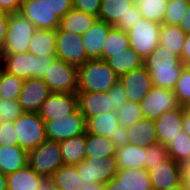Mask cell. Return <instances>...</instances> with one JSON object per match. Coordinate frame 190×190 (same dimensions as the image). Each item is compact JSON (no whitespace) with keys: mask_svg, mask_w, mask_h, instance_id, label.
<instances>
[{"mask_svg":"<svg viewBox=\"0 0 190 190\" xmlns=\"http://www.w3.org/2000/svg\"><path fill=\"white\" fill-rule=\"evenodd\" d=\"M56 56L38 57L32 53L23 52L12 55H0V66L7 72L23 78H41Z\"/></svg>","mask_w":190,"mask_h":190,"instance_id":"cell-3","label":"cell"},{"mask_svg":"<svg viewBox=\"0 0 190 190\" xmlns=\"http://www.w3.org/2000/svg\"><path fill=\"white\" fill-rule=\"evenodd\" d=\"M24 79L17 77L0 66V96L5 100H18L22 90Z\"/></svg>","mask_w":190,"mask_h":190,"instance_id":"cell-36","label":"cell"},{"mask_svg":"<svg viewBox=\"0 0 190 190\" xmlns=\"http://www.w3.org/2000/svg\"><path fill=\"white\" fill-rule=\"evenodd\" d=\"M106 62L118 77L144 66V59L131 47L124 53L112 54Z\"/></svg>","mask_w":190,"mask_h":190,"instance_id":"cell-25","label":"cell"},{"mask_svg":"<svg viewBox=\"0 0 190 190\" xmlns=\"http://www.w3.org/2000/svg\"><path fill=\"white\" fill-rule=\"evenodd\" d=\"M58 190H79L84 182L76 165L64 164L51 177Z\"/></svg>","mask_w":190,"mask_h":190,"instance_id":"cell-33","label":"cell"},{"mask_svg":"<svg viewBox=\"0 0 190 190\" xmlns=\"http://www.w3.org/2000/svg\"><path fill=\"white\" fill-rule=\"evenodd\" d=\"M168 150V157L180 163L190 156V136L181 130L178 135L170 139L165 145Z\"/></svg>","mask_w":190,"mask_h":190,"instance_id":"cell-38","label":"cell"},{"mask_svg":"<svg viewBox=\"0 0 190 190\" xmlns=\"http://www.w3.org/2000/svg\"><path fill=\"white\" fill-rule=\"evenodd\" d=\"M37 28L20 13L9 14L6 39L0 55L27 52L29 42Z\"/></svg>","mask_w":190,"mask_h":190,"instance_id":"cell-4","label":"cell"},{"mask_svg":"<svg viewBox=\"0 0 190 190\" xmlns=\"http://www.w3.org/2000/svg\"><path fill=\"white\" fill-rule=\"evenodd\" d=\"M28 165L42 177L51 178L64 165L59 142L45 140L29 151Z\"/></svg>","mask_w":190,"mask_h":190,"instance_id":"cell-5","label":"cell"},{"mask_svg":"<svg viewBox=\"0 0 190 190\" xmlns=\"http://www.w3.org/2000/svg\"><path fill=\"white\" fill-rule=\"evenodd\" d=\"M77 92H108L119 77L106 61L89 59L78 67Z\"/></svg>","mask_w":190,"mask_h":190,"instance_id":"cell-2","label":"cell"},{"mask_svg":"<svg viewBox=\"0 0 190 190\" xmlns=\"http://www.w3.org/2000/svg\"><path fill=\"white\" fill-rule=\"evenodd\" d=\"M128 143L148 147L158 143L154 120L141 119L127 128Z\"/></svg>","mask_w":190,"mask_h":190,"instance_id":"cell-23","label":"cell"},{"mask_svg":"<svg viewBox=\"0 0 190 190\" xmlns=\"http://www.w3.org/2000/svg\"><path fill=\"white\" fill-rule=\"evenodd\" d=\"M15 133L19 146L27 152L47 140L45 122L35 112H23L14 121Z\"/></svg>","mask_w":190,"mask_h":190,"instance_id":"cell-6","label":"cell"},{"mask_svg":"<svg viewBox=\"0 0 190 190\" xmlns=\"http://www.w3.org/2000/svg\"><path fill=\"white\" fill-rule=\"evenodd\" d=\"M78 108L86 120L99 114L117 111L114 108L112 92H77Z\"/></svg>","mask_w":190,"mask_h":190,"instance_id":"cell-17","label":"cell"},{"mask_svg":"<svg viewBox=\"0 0 190 190\" xmlns=\"http://www.w3.org/2000/svg\"><path fill=\"white\" fill-rule=\"evenodd\" d=\"M108 92H112L113 105L116 110L127 102L126 92L120 80H117Z\"/></svg>","mask_w":190,"mask_h":190,"instance_id":"cell-48","label":"cell"},{"mask_svg":"<svg viewBox=\"0 0 190 190\" xmlns=\"http://www.w3.org/2000/svg\"><path fill=\"white\" fill-rule=\"evenodd\" d=\"M113 27L111 24L97 19L82 35L84 48L90 59H101L104 41Z\"/></svg>","mask_w":190,"mask_h":190,"instance_id":"cell-20","label":"cell"},{"mask_svg":"<svg viewBox=\"0 0 190 190\" xmlns=\"http://www.w3.org/2000/svg\"><path fill=\"white\" fill-rule=\"evenodd\" d=\"M0 190H7V178L6 175L0 172Z\"/></svg>","mask_w":190,"mask_h":190,"instance_id":"cell-59","label":"cell"},{"mask_svg":"<svg viewBox=\"0 0 190 190\" xmlns=\"http://www.w3.org/2000/svg\"><path fill=\"white\" fill-rule=\"evenodd\" d=\"M147 147L127 144L116 148L115 158L119 169H142L145 168Z\"/></svg>","mask_w":190,"mask_h":190,"instance_id":"cell-22","label":"cell"},{"mask_svg":"<svg viewBox=\"0 0 190 190\" xmlns=\"http://www.w3.org/2000/svg\"><path fill=\"white\" fill-rule=\"evenodd\" d=\"M22 0H0V10L8 13H19Z\"/></svg>","mask_w":190,"mask_h":190,"instance_id":"cell-50","label":"cell"},{"mask_svg":"<svg viewBox=\"0 0 190 190\" xmlns=\"http://www.w3.org/2000/svg\"><path fill=\"white\" fill-rule=\"evenodd\" d=\"M126 92L127 101L139 103L153 87L151 75L145 66L119 77Z\"/></svg>","mask_w":190,"mask_h":190,"instance_id":"cell-16","label":"cell"},{"mask_svg":"<svg viewBox=\"0 0 190 190\" xmlns=\"http://www.w3.org/2000/svg\"><path fill=\"white\" fill-rule=\"evenodd\" d=\"M179 165V170L181 173V178L183 176H188L190 175V156L187 157L184 161H181L178 163Z\"/></svg>","mask_w":190,"mask_h":190,"instance_id":"cell-56","label":"cell"},{"mask_svg":"<svg viewBox=\"0 0 190 190\" xmlns=\"http://www.w3.org/2000/svg\"><path fill=\"white\" fill-rule=\"evenodd\" d=\"M86 132V118L79 108L64 117L45 121L47 140L60 142L73 136L85 134Z\"/></svg>","mask_w":190,"mask_h":190,"instance_id":"cell-9","label":"cell"},{"mask_svg":"<svg viewBox=\"0 0 190 190\" xmlns=\"http://www.w3.org/2000/svg\"><path fill=\"white\" fill-rule=\"evenodd\" d=\"M45 6L61 19L69 10L73 9V0H42Z\"/></svg>","mask_w":190,"mask_h":190,"instance_id":"cell-45","label":"cell"},{"mask_svg":"<svg viewBox=\"0 0 190 190\" xmlns=\"http://www.w3.org/2000/svg\"><path fill=\"white\" fill-rule=\"evenodd\" d=\"M127 190H153L147 169H119L115 175Z\"/></svg>","mask_w":190,"mask_h":190,"instance_id":"cell-31","label":"cell"},{"mask_svg":"<svg viewBox=\"0 0 190 190\" xmlns=\"http://www.w3.org/2000/svg\"><path fill=\"white\" fill-rule=\"evenodd\" d=\"M19 13L37 29L59 28L60 19L45 6L42 0H22Z\"/></svg>","mask_w":190,"mask_h":190,"instance_id":"cell-15","label":"cell"},{"mask_svg":"<svg viewBox=\"0 0 190 190\" xmlns=\"http://www.w3.org/2000/svg\"><path fill=\"white\" fill-rule=\"evenodd\" d=\"M8 17H9L8 13L0 10V49L3 47L6 39Z\"/></svg>","mask_w":190,"mask_h":190,"instance_id":"cell-51","label":"cell"},{"mask_svg":"<svg viewBox=\"0 0 190 190\" xmlns=\"http://www.w3.org/2000/svg\"><path fill=\"white\" fill-rule=\"evenodd\" d=\"M184 108H185L186 113L190 115V104L185 106Z\"/></svg>","mask_w":190,"mask_h":190,"instance_id":"cell-62","label":"cell"},{"mask_svg":"<svg viewBox=\"0 0 190 190\" xmlns=\"http://www.w3.org/2000/svg\"><path fill=\"white\" fill-rule=\"evenodd\" d=\"M63 163L78 165L85 159L86 133L59 142Z\"/></svg>","mask_w":190,"mask_h":190,"instance_id":"cell-26","label":"cell"},{"mask_svg":"<svg viewBox=\"0 0 190 190\" xmlns=\"http://www.w3.org/2000/svg\"><path fill=\"white\" fill-rule=\"evenodd\" d=\"M78 108L77 93H51L42 103L39 116L45 121L64 117Z\"/></svg>","mask_w":190,"mask_h":190,"instance_id":"cell-13","label":"cell"},{"mask_svg":"<svg viewBox=\"0 0 190 190\" xmlns=\"http://www.w3.org/2000/svg\"><path fill=\"white\" fill-rule=\"evenodd\" d=\"M7 190H36L44 178L37 174L29 165L6 175Z\"/></svg>","mask_w":190,"mask_h":190,"instance_id":"cell-30","label":"cell"},{"mask_svg":"<svg viewBox=\"0 0 190 190\" xmlns=\"http://www.w3.org/2000/svg\"><path fill=\"white\" fill-rule=\"evenodd\" d=\"M100 0H73V9L84 12L98 18L100 11Z\"/></svg>","mask_w":190,"mask_h":190,"instance_id":"cell-46","label":"cell"},{"mask_svg":"<svg viewBox=\"0 0 190 190\" xmlns=\"http://www.w3.org/2000/svg\"><path fill=\"white\" fill-rule=\"evenodd\" d=\"M104 190H127L120 179L114 176L104 184Z\"/></svg>","mask_w":190,"mask_h":190,"instance_id":"cell-53","label":"cell"},{"mask_svg":"<svg viewBox=\"0 0 190 190\" xmlns=\"http://www.w3.org/2000/svg\"><path fill=\"white\" fill-rule=\"evenodd\" d=\"M36 190H57L51 178H43Z\"/></svg>","mask_w":190,"mask_h":190,"instance_id":"cell-55","label":"cell"},{"mask_svg":"<svg viewBox=\"0 0 190 190\" xmlns=\"http://www.w3.org/2000/svg\"><path fill=\"white\" fill-rule=\"evenodd\" d=\"M22 113L18 100H0V120L2 122H14Z\"/></svg>","mask_w":190,"mask_h":190,"instance_id":"cell-42","label":"cell"},{"mask_svg":"<svg viewBox=\"0 0 190 190\" xmlns=\"http://www.w3.org/2000/svg\"><path fill=\"white\" fill-rule=\"evenodd\" d=\"M97 19L96 16L71 9L60 19L59 29L83 35Z\"/></svg>","mask_w":190,"mask_h":190,"instance_id":"cell-28","label":"cell"},{"mask_svg":"<svg viewBox=\"0 0 190 190\" xmlns=\"http://www.w3.org/2000/svg\"><path fill=\"white\" fill-rule=\"evenodd\" d=\"M187 0H168L166 14L163 23L166 25H178L181 23L185 11L189 7Z\"/></svg>","mask_w":190,"mask_h":190,"instance_id":"cell-40","label":"cell"},{"mask_svg":"<svg viewBox=\"0 0 190 190\" xmlns=\"http://www.w3.org/2000/svg\"><path fill=\"white\" fill-rule=\"evenodd\" d=\"M166 190H186L184 188L183 182H181L180 184H177L176 186L170 187Z\"/></svg>","mask_w":190,"mask_h":190,"instance_id":"cell-61","label":"cell"},{"mask_svg":"<svg viewBox=\"0 0 190 190\" xmlns=\"http://www.w3.org/2000/svg\"><path fill=\"white\" fill-rule=\"evenodd\" d=\"M135 0H106L102 1L98 19L115 26L120 19H124L130 12Z\"/></svg>","mask_w":190,"mask_h":190,"instance_id":"cell-27","label":"cell"},{"mask_svg":"<svg viewBox=\"0 0 190 190\" xmlns=\"http://www.w3.org/2000/svg\"><path fill=\"white\" fill-rule=\"evenodd\" d=\"M142 18L139 8L135 3L131 8L130 12L125 16L124 19H120L119 22L114 26L117 29L123 31H128L131 27L135 25L138 19Z\"/></svg>","mask_w":190,"mask_h":190,"instance_id":"cell-47","label":"cell"},{"mask_svg":"<svg viewBox=\"0 0 190 190\" xmlns=\"http://www.w3.org/2000/svg\"><path fill=\"white\" fill-rule=\"evenodd\" d=\"M179 27L186 33H190V5L183 15L182 21L179 24Z\"/></svg>","mask_w":190,"mask_h":190,"instance_id":"cell-54","label":"cell"},{"mask_svg":"<svg viewBox=\"0 0 190 190\" xmlns=\"http://www.w3.org/2000/svg\"><path fill=\"white\" fill-rule=\"evenodd\" d=\"M76 167L84 184L94 182L105 184L111 180L119 170L115 157H85Z\"/></svg>","mask_w":190,"mask_h":190,"instance_id":"cell-10","label":"cell"},{"mask_svg":"<svg viewBox=\"0 0 190 190\" xmlns=\"http://www.w3.org/2000/svg\"><path fill=\"white\" fill-rule=\"evenodd\" d=\"M52 91L41 78H30L24 81L18 97L23 112L38 113L42 103L51 95Z\"/></svg>","mask_w":190,"mask_h":190,"instance_id":"cell-14","label":"cell"},{"mask_svg":"<svg viewBox=\"0 0 190 190\" xmlns=\"http://www.w3.org/2000/svg\"><path fill=\"white\" fill-rule=\"evenodd\" d=\"M182 182H183L184 188L186 190H190V175L183 176L182 177Z\"/></svg>","mask_w":190,"mask_h":190,"instance_id":"cell-60","label":"cell"},{"mask_svg":"<svg viewBox=\"0 0 190 190\" xmlns=\"http://www.w3.org/2000/svg\"><path fill=\"white\" fill-rule=\"evenodd\" d=\"M28 52L38 57L56 56V30L37 29L30 39Z\"/></svg>","mask_w":190,"mask_h":190,"instance_id":"cell-24","label":"cell"},{"mask_svg":"<svg viewBox=\"0 0 190 190\" xmlns=\"http://www.w3.org/2000/svg\"><path fill=\"white\" fill-rule=\"evenodd\" d=\"M148 172L153 190H166L182 182L179 165L170 157Z\"/></svg>","mask_w":190,"mask_h":190,"instance_id":"cell-18","label":"cell"},{"mask_svg":"<svg viewBox=\"0 0 190 190\" xmlns=\"http://www.w3.org/2000/svg\"><path fill=\"white\" fill-rule=\"evenodd\" d=\"M116 148L125 146L128 144L127 128L118 126L114 134L109 138Z\"/></svg>","mask_w":190,"mask_h":190,"instance_id":"cell-49","label":"cell"},{"mask_svg":"<svg viewBox=\"0 0 190 190\" xmlns=\"http://www.w3.org/2000/svg\"><path fill=\"white\" fill-rule=\"evenodd\" d=\"M116 147L113 142L103 136L86 132V157H115Z\"/></svg>","mask_w":190,"mask_h":190,"instance_id":"cell-35","label":"cell"},{"mask_svg":"<svg viewBox=\"0 0 190 190\" xmlns=\"http://www.w3.org/2000/svg\"><path fill=\"white\" fill-rule=\"evenodd\" d=\"M181 106L190 104V67L185 66L173 89Z\"/></svg>","mask_w":190,"mask_h":190,"instance_id":"cell-41","label":"cell"},{"mask_svg":"<svg viewBox=\"0 0 190 190\" xmlns=\"http://www.w3.org/2000/svg\"><path fill=\"white\" fill-rule=\"evenodd\" d=\"M118 121L120 126L129 128L139 120L143 119L139 103L127 101L118 109Z\"/></svg>","mask_w":190,"mask_h":190,"instance_id":"cell-39","label":"cell"},{"mask_svg":"<svg viewBox=\"0 0 190 190\" xmlns=\"http://www.w3.org/2000/svg\"><path fill=\"white\" fill-rule=\"evenodd\" d=\"M120 126L118 112L111 111L86 120L87 133L110 138Z\"/></svg>","mask_w":190,"mask_h":190,"instance_id":"cell-29","label":"cell"},{"mask_svg":"<svg viewBox=\"0 0 190 190\" xmlns=\"http://www.w3.org/2000/svg\"><path fill=\"white\" fill-rule=\"evenodd\" d=\"M182 130L190 136V115L186 112L183 115Z\"/></svg>","mask_w":190,"mask_h":190,"instance_id":"cell-58","label":"cell"},{"mask_svg":"<svg viewBox=\"0 0 190 190\" xmlns=\"http://www.w3.org/2000/svg\"><path fill=\"white\" fill-rule=\"evenodd\" d=\"M142 18L163 24L168 0H135Z\"/></svg>","mask_w":190,"mask_h":190,"instance_id":"cell-37","label":"cell"},{"mask_svg":"<svg viewBox=\"0 0 190 190\" xmlns=\"http://www.w3.org/2000/svg\"><path fill=\"white\" fill-rule=\"evenodd\" d=\"M144 66L151 75L154 87L173 90L185 67L180 57L166 47L158 45L144 60Z\"/></svg>","mask_w":190,"mask_h":190,"instance_id":"cell-1","label":"cell"},{"mask_svg":"<svg viewBox=\"0 0 190 190\" xmlns=\"http://www.w3.org/2000/svg\"><path fill=\"white\" fill-rule=\"evenodd\" d=\"M0 145L15 146L19 145L14 122H1L0 126Z\"/></svg>","mask_w":190,"mask_h":190,"instance_id":"cell-44","label":"cell"},{"mask_svg":"<svg viewBox=\"0 0 190 190\" xmlns=\"http://www.w3.org/2000/svg\"><path fill=\"white\" fill-rule=\"evenodd\" d=\"M28 165V152L19 145H0V172L8 175Z\"/></svg>","mask_w":190,"mask_h":190,"instance_id":"cell-21","label":"cell"},{"mask_svg":"<svg viewBox=\"0 0 190 190\" xmlns=\"http://www.w3.org/2000/svg\"><path fill=\"white\" fill-rule=\"evenodd\" d=\"M183 106L167 111L154 120L158 143L166 145L170 139L175 138L182 130Z\"/></svg>","mask_w":190,"mask_h":190,"instance_id":"cell-19","label":"cell"},{"mask_svg":"<svg viewBox=\"0 0 190 190\" xmlns=\"http://www.w3.org/2000/svg\"><path fill=\"white\" fill-rule=\"evenodd\" d=\"M139 105L143 118L150 120H155L163 113L181 107L173 90L154 86Z\"/></svg>","mask_w":190,"mask_h":190,"instance_id":"cell-11","label":"cell"},{"mask_svg":"<svg viewBox=\"0 0 190 190\" xmlns=\"http://www.w3.org/2000/svg\"><path fill=\"white\" fill-rule=\"evenodd\" d=\"M78 68L56 58L45 70L42 80L53 93H77Z\"/></svg>","mask_w":190,"mask_h":190,"instance_id":"cell-8","label":"cell"},{"mask_svg":"<svg viewBox=\"0 0 190 190\" xmlns=\"http://www.w3.org/2000/svg\"><path fill=\"white\" fill-rule=\"evenodd\" d=\"M79 190H104V184L97 182L84 184Z\"/></svg>","mask_w":190,"mask_h":190,"instance_id":"cell-57","label":"cell"},{"mask_svg":"<svg viewBox=\"0 0 190 190\" xmlns=\"http://www.w3.org/2000/svg\"><path fill=\"white\" fill-rule=\"evenodd\" d=\"M129 47L127 32L113 27L104 41L101 60L106 61L112 54L124 53Z\"/></svg>","mask_w":190,"mask_h":190,"instance_id":"cell-34","label":"cell"},{"mask_svg":"<svg viewBox=\"0 0 190 190\" xmlns=\"http://www.w3.org/2000/svg\"><path fill=\"white\" fill-rule=\"evenodd\" d=\"M162 24L140 18L127 32L130 47L144 60L159 45V34Z\"/></svg>","mask_w":190,"mask_h":190,"instance_id":"cell-7","label":"cell"},{"mask_svg":"<svg viewBox=\"0 0 190 190\" xmlns=\"http://www.w3.org/2000/svg\"><path fill=\"white\" fill-rule=\"evenodd\" d=\"M159 45L181 57L186 33L178 25L162 24L159 34Z\"/></svg>","mask_w":190,"mask_h":190,"instance_id":"cell-32","label":"cell"},{"mask_svg":"<svg viewBox=\"0 0 190 190\" xmlns=\"http://www.w3.org/2000/svg\"><path fill=\"white\" fill-rule=\"evenodd\" d=\"M168 158L167 147L161 143H156L147 147V157L145 169L149 170Z\"/></svg>","mask_w":190,"mask_h":190,"instance_id":"cell-43","label":"cell"},{"mask_svg":"<svg viewBox=\"0 0 190 190\" xmlns=\"http://www.w3.org/2000/svg\"><path fill=\"white\" fill-rule=\"evenodd\" d=\"M56 57L77 68L90 58L84 48L82 35L56 29Z\"/></svg>","mask_w":190,"mask_h":190,"instance_id":"cell-12","label":"cell"},{"mask_svg":"<svg viewBox=\"0 0 190 190\" xmlns=\"http://www.w3.org/2000/svg\"><path fill=\"white\" fill-rule=\"evenodd\" d=\"M180 60L185 66L190 67V33L186 34Z\"/></svg>","mask_w":190,"mask_h":190,"instance_id":"cell-52","label":"cell"}]
</instances>
